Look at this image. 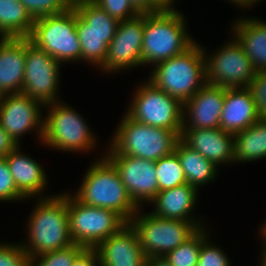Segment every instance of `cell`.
<instances>
[{"label":"cell","instance_id":"cell-1","mask_svg":"<svg viewBox=\"0 0 266 266\" xmlns=\"http://www.w3.org/2000/svg\"><path fill=\"white\" fill-rule=\"evenodd\" d=\"M29 217L28 242L21 245L30 258L74 244L69 234L66 192L39 198Z\"/></svg>","mask_w":266,"mask_h":266},{"label":"cell","instance_id":"cell-2","mask_svg":"<svg viewBox=\"0 0 266 266\" xmlns=\"http://www.w3.org/2000/svg\"><path fill=\"white\" fill-rule=\"evenodd\" d=\"M84 175L81 186L73 195L81 203L111 209L127 222L139 210L130 198L116 168L105 156L91 163Z\"/></svg>","mask_w":266,"mask_h":266},{"label":"cell","instance_id":"cell-3","mask_svg":"<svg viewBox=\"0 0 266 266\" xmlns=\"http://www.w3.org/2000/svg\"><path fill=\"white\" fill-rule=\"evenodd\" d=\"M184 16L177 10L145 13L142 65H155L178 56L196 42L186 30Z\"/></svg>","mask_w":266,"mask_h":266},{"label":"cell","instance_id":"cell-4","mask_svg":"<svg viewBox=\"0 0 266 266\" xmlns=\"http://www.w3.org/2000/svg\"><path fill=\"white\" fill-rule=\"evenodd\" d=\"M116 132L111 136L105 155H128L157 161L175 152L181 131L157 128L123 115Z\"/></svg>","mask_w":266,"mask_h":266},{"label":"cell","instance_id":"cell-5","mask_svg":"<svg viewBox=\"0 0 266 266\" xmlns=\"http://www.w3.org/2000/svg\"><path fill=\"white\" fill-rule=\"evenodd\" d=\"M204 46L197 41L184 53L156 63L148 80L182 103L206 84Z\"/></svg>","mask_w":266,"mask_h":266},{"label":"cell","instance_id":"cell-6","mask_svg":"<svg viewBox=\"0 0 266 266\" xmlns=\"http://www.w3.org/2000/svg\"><path fill=\"white\" fill-rule=\"evenodd\" d=\"M48 109L44 117L42 143L51 149L71 152H89L95 148L97 138L83 117L71 106L56 101L44 106Z\"/></svg>","mask_w":266,"mask_h":266},{"label":"cell","instance_id":"cell-7","mask_svg":"<svg viewBox=\"0 0 266 266\" xmlns=\"http://www.w3.org/2000/svg\"><path fill=\"white\" fill-rule=\"evenodd\" d=\"M77 13L73 7L61 14L34 20L30 41L61 65L81 61V46L76 30Z\"/></svg>","mask_w":266,"mask_h":266},{"label":"cell","instance_id":"cell-8","mask_svg":"<svg viewBox=\"0 0 266 266\" xmlns=\"http://www.w3.org/2000/svg\"><path fill=\"white\" fill-rule=\"evenodd\" d=\"M77 13L76 30L81 46V61L102 67L119 21L92 0L72 5Z\"/></svg>","mask_w":266,"mask_h":266},{"label":"cell","instance_id":"cell-9","mask_svg":"<svg viewBox=\"0 0 266 266\" xmlns=\"http://www.w3.org/2000/svg\"><path fill=\"white\" fill-rule=\"evenodd\" d=\"M69 234L74 244L96 248L128 222L117 212L85 205L67 192Z\"/></svg>","mask_w":266,"mask_h":266},{"label":"cell","instance_id":"cell-10","mask_svg":"<svg viewBox=\"0 0 266 266\" xmlns=\"http://www.w3.org/2000/svg\"><path fill=\"white\" fill-rule=\"evenodd\" d=\"M128 223L136 231L147 258L165 257L199 229L193 222L165 219L151 212L142 214L141 208Z\"/></svg>","mask_w":266,"mask_h":266},{"label":"cell","instance_id":"cell-11","mask_svg":"<svg viewBox=\"0 0 266 266\" xmlns=\"http://www.w3.org/2000/svg\"><path fill=\"white\" fill-rule=\"evenodd\" d=\"M126 114L133 120L157 128L182 131L183 103L161 91L149 80L137 87Z\"/></svg>","mask_w":266,"mask_h":266},{"label":"cell","instance_id":"cell-12","mask_svg":"<svg viewBox=\"0 0 266 266\" xmlns=\"http://www.w3.org/2000/svg\"><path fill=\"white\" fill-rule=\"evenodd\" d=\"M232 38L212 55L204 49L206 83L225 88H248L256 71L243 47Z\"/></svg>","mask_w":266,"mask_h":266},{"label":"cell","instance_id":"cell-13","mask_svg":"<svg viewBox=\"0 0 266 266\" xmlns=\"http://www.w3.org/2000/svg\"><path fill=\"white\" fill-rule=\"evenodd\" d=\"M60 63L26 38L25 74L21 93L44 105L60 101Z\"/></svg>","mask_w":266,"mask_h":266},{"label":"cell","instance_id":"cell-14","mask_svg":"<svg viewBox=\"0 0 266 266\" xmlns=\"http://www.w3.org/2000/svg\"><path fill=\"white\" fill-rule=\"evenodd\" d=\"M145 13L119 21L116 33L108 45L107 56L101 67L105 73H116L142 65V45Z\"/></svg>","mask_w":266,"mask_h":266},{"label":"cell","instance_id":"cell-15","mask_svg":"<svg viewBox=\"0 0 266 266\" xmlns=\"http://www.w3.org/2000/svg\"><path fill=\"white\" fill-rule=\"evenodd\" d=\"M43 106L41 101L24 93L5 94L0 106V126L17 145H20L21 136L32 130H35L41 143L44 131V117L41 115Z\"/></svg>","mask_w":266,"mask_h":266},{"label":"cell","instance_id":"cell-16","mask_svg":"<svg viewBox=\"0 0 266 266\" xmlns=\"http://www.w3.org/2000/svg\"><path fill=\"white\" fill-rule=\"evenodd\" d=\"M104 156L114 165L130 198L139 208L156 197L159 190L155 161L128 155Z\"/></svg>","mask_w":266,"mask_h":266},{"label":"cell","instance_id":"cell-17","mask_svg":"<svg viewBox=\"0 0 266 266\" xmlns=\"http://www.w3.org/2000/svg\"><path fill=\"white\" fill-rule=\"evenodd\" d=\"M225 93V87L206 83L183 103L182 128L210 129L220 127Z\"/></svg>","mask_w":266,"mask_h":266},{"label":"cell","instance_id":"cell-18","mask_svg":"<svg viewBox=\"0 0 266 266\" xmlns=\"http://www.w3.org/2000/svg\"><path fill=\"white\" fill-rule=\"evenodd\" d=\"M101 266H145L146 256L138 235L128 223L96 248Z\"/></svg>","mask_w":266,"mask_h":266},{"label":"cell","instance_id":"cell-19","mask_svg":"<svg viewBox=\"0 0 266 266\" xmlns=\"http://www.w3.org/2000/svg\"><path fill=\"white\" fill-rule=\"evenodd\" d=\"M180 139L217 167L224 163H235L234 134L225 132L220 127L182 128Z\"/></svg>","mask_w":266,"mask_h":266},{"label":"cell","instance_id":"cell-20","mask_svg":"<svg viewBox=\"0 0 266 266\" xmlns=\"http://www.w3.org/2000/svg\"><path fill=\"white\" fill-rule=\"evenodd\" d=\"M199 190L187 183L172 189L159 191L156 197L150 202L154 205L152 214L165 218L193 222L198 228L204 227L201 219H197L193 209L197 204Z\"/></svg>","mask_w":266,"mask_h":266},{"label":"cell","instance_id":"cell-21","mask_svg":"<svg viewBox=\"0 0 266 266\" xmlns=\"http://www.w3.org/2000/svg\"><path fill=\"white\" fill-rule=\"evenodd\" d=\"M20 145H17L4 158L7 161L13 181L17 190L28 200L42 198V193L47 187L46 173L36 160L22 154ZM41 194V195H40Z\"/></svg>","mask_w":266,"mask_h":266},{"label":"cell","instance_id":"cell-22","mask_svg":"<svg viewBox=\"0 0 266 266\" xmlns=\"http://www.w3.org/2000/svg\"><path fill=\"white\" fill-rule=\"evenodd\" d=\"M26 60V38H0V91L21 93Z\"/></svg>","mask_w":266,"mask_h":266},{"label":"cell","instance_id":"cell-23","mask_svg":"<svg viewBox=\"0 0 266 266\" xmlns=\"http://www.w3.org/2000/svg\"><path fill=\"white\" fill-rule=\"evenodd\" d=\"M252 93L248 88H226L220 128L232 134L241 132L258 121Z\"/></svg>","mask_w":266,"mask_h":266},{"label":"cell","instance_id":"cell-24","mask_svg":"<svg viewBox=\"0 0 266 266\" xmlns=\"http://www.w3.org/2000/svg\"><path fill=\"white\" fill-rule=\"evenodd\" d=\"M234 38L243 47L256 72H266V22L242 17L233 21Z\"/></svg>","mask_w":266,"mask_h":266},{"label":"cell","instance_id":"cell-25","mask_svg":"<svg viewBox=\"0 0 266 266\" xmlns=\"http://www.w3.org/2000/svg\"><path fill=\"white\" fill-rule=\"evenodd\" d=\"M175 153L180 160L187 184L199 190L202 185L215 180L218 167L181 139L176 145Z\"/></svg>","mask_w":266,"mask_h":266},{"label":"cell","instance_id":"cell-26","mask_svg":"<svg viewBox=\"0 0 266 266\" xmlns=\"http://www.w3.org/2000/svg\"><path fill=\"white\" fill-rule=\"evenodd\" d=\"M266 158V120H258L234 134L235 162H251Z\"/></svg>","mask_w":266,"mask_h":266},{"label":"cell","instance_id":"cell-27","mask_svg":"<svg viewBox=\"0 0 266 266\" xmlns=\"http://www.w3.org/2000/svg\"><path fill=\"white\" fill-rule=\"evenodd\" d=\"M33 24L19 0H0V38H29Z\"/></svg>","mask_w":266,"mask_h":266},{"label":"cell","instance_id":"cell-28","mask_svg":"<svg viewBox=\"0 0 266 266\" xmlns=\"http://www.w3.org/2000/svg\"><path fill=\"white\" fill-rule=\"evenodd\" d=\"M208 236L205 227L199 228L189 239L165 256L170 266H196L201 244Z\"/></svg>","mask_w":266,"mask_h":266},{"label":"cell","instance_id":"cell-29","mask_svg":"<svg viewBox=\"0 0 266 266\" xmlns=\"http://www.w3.org/2000/svg\"><path fill=\"white\" fill-rule=\"evenodd\" d=\"M155 171L159 191L172 189L187 183L180 160L175 152L155 161Z\"/></svg>","mask_w":266,"mask_h":266},{"label":"cell","instance_id":"cell-30","mask_svg":"<svg viewBox=\"0 0 266 266\" xmlns=\"http://www.w3.org/2000/svg\"><path fill=\"white\" fill-rule=\"evenodd\" d=\"M84 247L73 244L67 248L46 252L31 258L30 266H71Z\"/></svg>","mask_w":266,"mask_h":266},{"label":"cell","instance_id":"cell-31","mask_svg":"<svg viewBox=\"0 0 266 266\" xmlns=\"http://www.w3.org/2000/svg\"><path fill=\"white\" fill-rule=\"evenodd\" d=\"M33 20L57 15L68 10L72 5L67 0H19Z\"/></svg>","mask_w":266,"mask_h":266},{"label":"cell","instance_id":"cell-32","mask_svg":"<svg viewBox=\"0 0 266 266\" xmlns=\"http://www.w3.org/2000/svg\"><path fill=\"white\" fill-rule=\"evenodd\" d=\"M101 9L118 21L134 18L140 12L130 0H92Z\"/></svg>","mask_w":266,"mask_h":266},{"label":"cell","instance_id":"cell-33","mask_svg":"<svg viewBox=\"0 0 266 266\" xmlns=\"http://www.w3.org/2000/svg\"><path fill=\"white\" fill-rule=\"evenodd\" d=\"M208 238L201 244L196 266H231L228 256L224 253L225 251L211 243Z\"/></svg>","mask_w":266,"mask_h":266},{"label":"cell","instance_id":"cell-34","mask_svg":"<svg viewBox=\"0 0 266 266\" xmlns=\"http://www.w3.org/2000/svg\"><path fill=\"white\" fill-rule=\"evenodd\" d=\"M31 258L23 246L0 242V266H30Z\"/></svg>","mask_w":266,"mask_h":266},{"label":"cell","instance_id":"cell-35","mask_svg":"<svg viewBox=\"0 0 266 266\" xmlns=\"http://www.w3.org/2000/svg\"><path fill=\"white\" fill-rule=\"evenodd\" d=\"M26 200L17 190L5 158H0V201L13 202Z\"/></svg>","mask_w":266,"mask_h":266},{"label":"cell","instance_id":"cell-36","mask_svg":"<svg viewBox=\"0 0 266 266\" xmlns=\"http://www.w3.org/2000/svg\"><path fill=\"white\" fill-rule=\"evenodd\" d=\"M248 89L255 101L258 118L266 120V72H256Z\"/></svg>","mask_w":266,"mask_h":266},{"label":"cell","instance_id":"cell-37","mask_svg":"<svg viewBox=\"0 0 266 266\" xmlns=\"http://www.w3.org/2000/svg\"><path fill=\"white\" fill-rule=\"evenodd\" d=\"M99 257L95 248H84L73 260L71 266H98Z\"/></svg>","mask_w":266,"mask_h":266},{"label":"cell","instance_id":"cell-38","mask_svg":"<svg viewBox=\"0 0 266 266\" xmlns=\"http://www.w3.org/2000/svg\"><path fill=\"white\" fill-rule=\"evenodd\" d=\"M17 144L0 126V158L8 155Z\"/></svg>","mask_w":266,"mask_h":266},{"label":"cell","instance_id":"cell-39","mask_svg":"<svg viewBox=\"0 0 266 266\" xmlns=\"http://www.w3.org/2000/svg\"><path fill=\"white\" fill-rule=\"evenodd\" d=\"M140 13H154L160 11L150 0H130Z\"/></svg>","mask_w":266,"mask_h":266},{"label":"cell","instance_id":"cell-40","mask_svg":"<svg viewBox=\"0 0 266 266\" xmlns=\"http://www.w3.org/2000/svg\"><path fill=\"white\" fill-rule=\"evenodd\" d=\"M160 11L161 10H177L174 7L175 0H150Z\"/></svg>","mask_w":266,"mask_h":266},{"label":"cell","instance_id":"cell-41","mask_svg":"<svg viewBox=\"0 0 266 266\" xmlns=\"http://www.w3.org/2000/svg\"><path fill=\"white\" fill-rule=\"evenodd\" d=\"M145 266H170L165 257H148Z\"/></svg>","mask_w":266,"mask_h":266},{"label":"cell","instance_id":"cell-42","mask_svg":"<svg viewBox=\"0 0 266 266\" xmlns=\"http://www.w3.org/2000/svg\"><path fill=\"white\" fill-rule=\"evenodd\" d=\"M231 4L234 3V5L239 8L244 7V8H250L253 4H256L257 2L261 0H229ZM233 2V3H232Z\"/></svg>","mask_w":266,"mask_h":266},{"label":"cell","instance_id":"cell-43","mask_svg":"<svg viewBox=\"0 0 266 266\" xmlns=\"http://www.w3.org/2000/svg\"><path fill=\"white\" fill-rule=\"evenodd\" d=\"M263 226L260 227L261 230L260 234H261V239L263 240V247H266V222L262 224Z\"/></svg>","mask_w":266,"mask_h":266},{"label":"cell","instance_id":"cell-44","mask_svg":"<svg viewBox=\"0 0 266 266\" xmlns=\"http://www.w3.org/2000/svg\"><path fill=\"white\" fill-rule=\"evenodd\" d=\"M262 262L260 261V264L259 266H266V247H262Z\"/></svg>","mask_w":266,"mask_h":266},{"label":"cell","instance_id":"cell-45","mask_svg":"<svg viewBox=\"0 0 266 266\" xmlns=\"http://www.w3.org/2000/svg\"><path fill=\"white\" fill-rule=\"evenodd\" d=\"M5 94H3L1 91H0V106L2 105V101H3V97H4Z\"/></svg>","mask_w":266,"mask_h":266},{"label":"cell","instance_id":"cell-46","mask_svg":"<svg viewBox=\"0 0 266 266\" xmlns=\"http://www.w3.org/2000/svg\"><path fill=\"white\" fill-rule=\"evenodd\" d=\"M71 5L75 3V0H67Z\"/></svg>","mask_w":266,"mask_h":266}]
</instances>
